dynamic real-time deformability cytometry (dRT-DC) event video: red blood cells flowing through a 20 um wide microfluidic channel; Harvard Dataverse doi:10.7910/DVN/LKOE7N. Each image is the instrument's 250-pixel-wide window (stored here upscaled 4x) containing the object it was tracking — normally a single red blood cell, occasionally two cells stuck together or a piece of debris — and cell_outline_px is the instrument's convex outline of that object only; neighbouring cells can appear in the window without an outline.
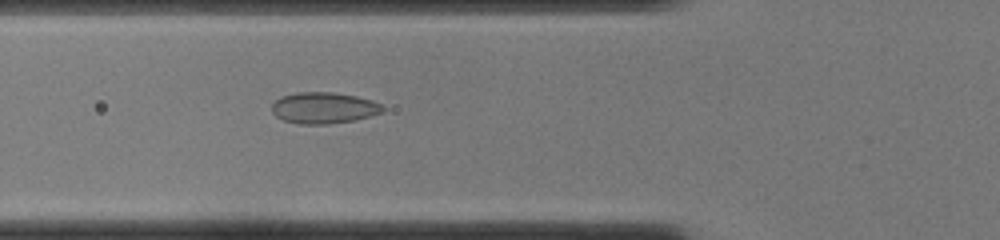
{"species": "common noctule bat (a hibernating species)", "species_latin": "Nyctalus noctula", "temperature_condition": "cold", "stored_images_in_passage": 32, "camera_frame_rate_fps": 3000, "um_per_image_px": 0.085, "animal": {"sex": "female", "body_mass_g": 22.0, "forearm_length_mm": 56.7}, "frame": {"image": 1, "passage_image": 6, "time_ms": 1.667, "image_size_px": [1000, 240], "cell_outline_px": [[384, 112], [356, 120], [328, 124], [300, 124], [284, 120], [276, 116], [272, 112], [272, 104], [276, 100], [284, 96], [296, 92], [332, 92], [356, 96], [372, 100], [380, 104], [384, 108]], "centroid_in_image_um": [27.54, 9.17], "position_along_channel_um": 98.3, "area_um2": 20.17}}
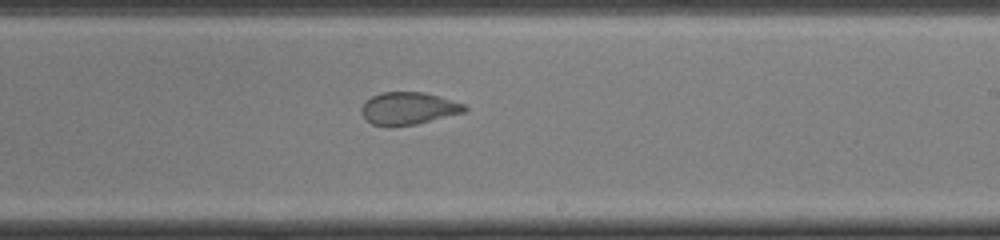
{"frame": {"image": 2, "passage_image": 17, "time_ms": 5.333, "image_size_px": [1000, 240], "cell_outline_px": [[468, 108], [464, 112], [416, 124], [388, 128], [372, 124], [360, 112], [360, 108], [372, 96], [384, 92], [424, 92], [464, 104]], "centroid_in_image_um": [34.69, 9.23], "position_along_channel_um": 254.3, "area_um2": 19.42}}
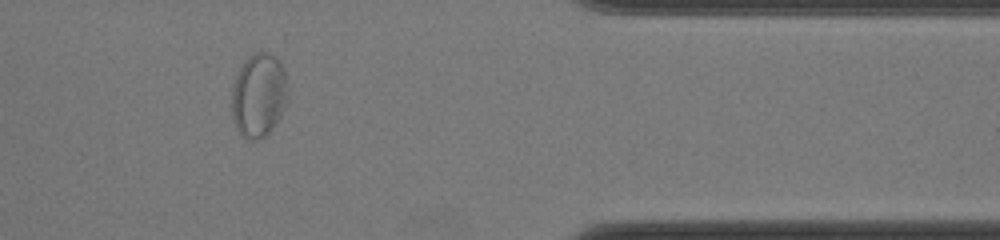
{"frame": {"image": 3, "passage_image": 28, "time_ms": 9.0, "image_size_px": [1000, 240], "cell_outline_px": [[288, 104], [280, 116], [268, 132], [264, 136], [256, 140], [248, 140], [236, 128], [232, 116], [232, 88], [236, 76], [244, 60], [248, 56], [256, 52], [268, 52], [276, 56], [284, 72], [288, 84]], "centroid_in_image_um": [22.01, 8.08], "position_along_channel_um": 389.4, "area_um2": 27.51}}